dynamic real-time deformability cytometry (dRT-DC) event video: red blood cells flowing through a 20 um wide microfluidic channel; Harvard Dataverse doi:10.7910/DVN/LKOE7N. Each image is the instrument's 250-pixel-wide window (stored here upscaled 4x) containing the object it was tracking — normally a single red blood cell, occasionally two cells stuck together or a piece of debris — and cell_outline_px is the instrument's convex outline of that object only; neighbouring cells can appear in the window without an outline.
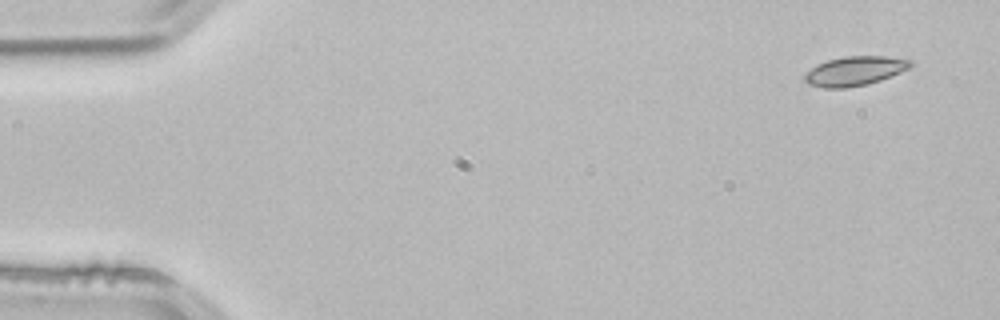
{"species": "common noctule bat (a hibernating species)", "species_latin": "Nyctalus noctula", "temperature_condition": "room temperature", "stored_images_in_passage": 3, "camera_frame_rate_fps": 3000, "um_per_image_px": 0.085, "animal": {"sex": "male", "body_mass_g": 21.5, "forearm_length_mm": 52.0}, "frame": {"image": 1, "passage_image": 1, "time_ms": 0.0, "image_size_px": [1000, 320], "cell_outline_px": [[912, 64], [908, 68], [900, 72], [880, 80], [868, 84], [848, 88], [824, 88], [808, 84], [804, 80], [804, 76], [816, 64], [828, 60], [844, 56], [888, 56], [912, 60]], "centroid_in_image_um": [72.64, 6.03], "position_along_channel_um": 12.4, "area_um2": 18.03}}